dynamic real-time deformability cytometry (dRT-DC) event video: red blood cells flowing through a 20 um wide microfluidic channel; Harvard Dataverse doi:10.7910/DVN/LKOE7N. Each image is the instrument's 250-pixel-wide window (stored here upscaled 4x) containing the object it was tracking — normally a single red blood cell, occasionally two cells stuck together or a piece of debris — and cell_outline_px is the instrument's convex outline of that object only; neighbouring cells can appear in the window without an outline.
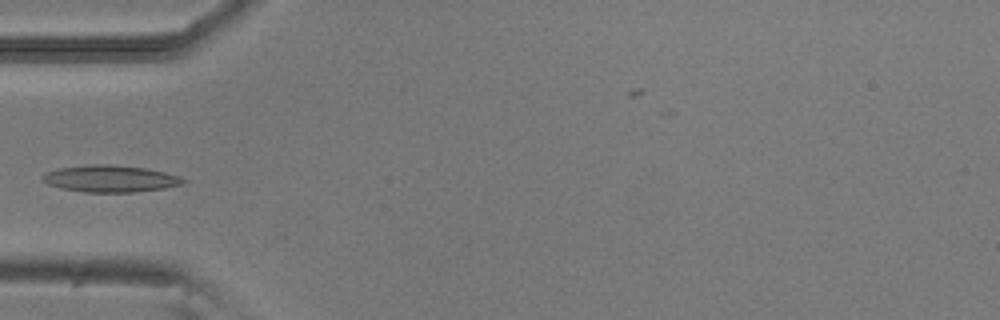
{"species": "common noctule bat (a hibernating species)", "species_latin": "Nyctalus noctula", "temperature_condition": "room temperature", "stored_images_in_passage": 7, "camera_frame_rate_fps": 3000, "um_per_image_px": 0.085, "animal": {"sex": "male", "body_mass_g": 20.5, "forearm_length_mm": 52.5}, "frame": {"image": 1, "passage_image": 5, "time_ms": 1.333, "image_size_px": [1000, 320], "cell_outline_px": [[188, 180], [184, 184], [164, 188], [132, 192], [84, 192], [60, 188], [48, 184], [40, 180], [40, 176], [48, 172], [60, 168], [84, 164], [108, 164], [144, 168], [164, 172], [180, 176]], "centroid_in_image_um": [9.36, 15.18], "position_along_channel_um": 75.6, "area_um2": 22.08}}
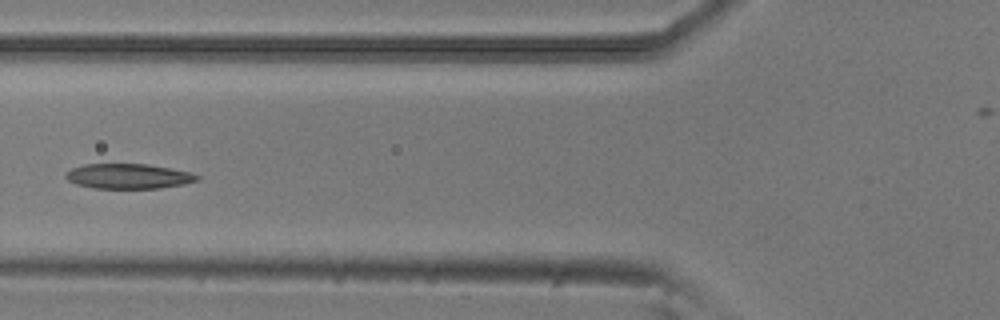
{"frame": {"image": 2, "passage_image": 6, "time_ms": 1.667, "image_size_px": [1000, 320], "cell_outline_px": [[200, 180], [184, 184], [160, 188], [96, 188], [76, 184], [68, 180], [64, 176], [72, 168], [84, 164], [148, 164], [192, 172], [200, 176]], "centroid_in_image_um": [10.96, 14.97], "position_along_channel_um": 114.8, "area_um2": 19.13}}
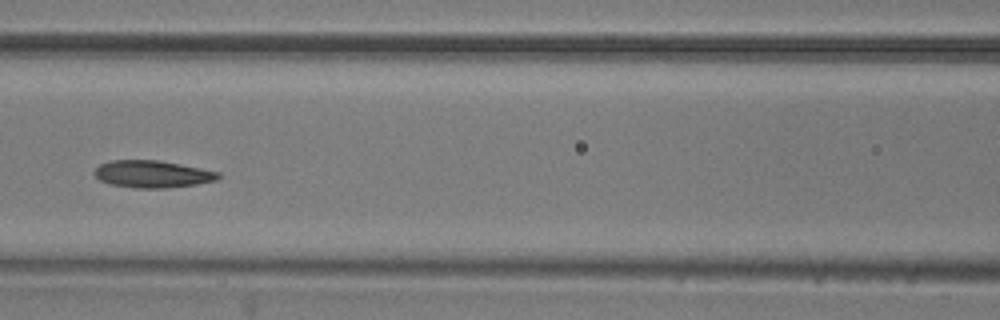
{"frame": {"image": 3, "passage_image": 7, "time_ms": 2.0, "image_size_px": [1000, 320], "cell_outline_px": [[220, 176], [216, 180], [196, 184], [168, 188], [136, 188], [108, 184], [100, 180], [92, 172], [100, 164], [112, 160], [156, 160], [180, 164], [220, 172]], "centroid_in_image_um": [12.93, 14.8], "position_along_channel_um": 153.7, "area_um2": 19.59}}